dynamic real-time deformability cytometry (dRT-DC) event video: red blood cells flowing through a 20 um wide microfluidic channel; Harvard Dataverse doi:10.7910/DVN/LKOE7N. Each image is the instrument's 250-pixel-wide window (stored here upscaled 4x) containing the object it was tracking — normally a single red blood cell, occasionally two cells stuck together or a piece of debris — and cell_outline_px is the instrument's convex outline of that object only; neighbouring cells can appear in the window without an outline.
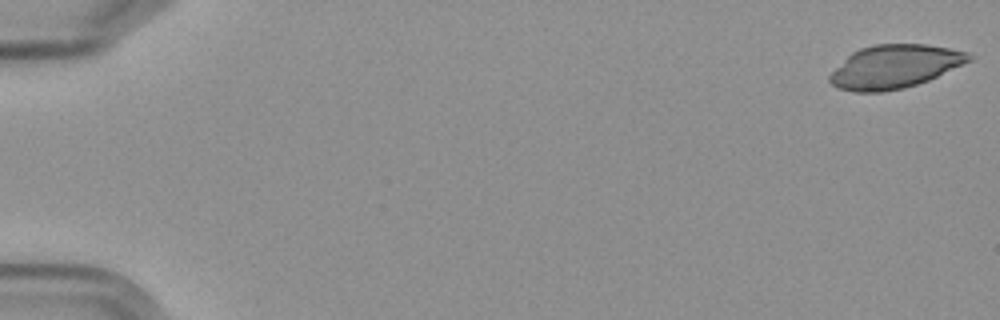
{"species": "Egyptian fruit bat (a non-hibernating species)", "species_latin": "Rousettus aegyptiacus", "temperature_condition": "cold", "stored_images_in_passage": 6, "camera_frame_rate_fps": 3000, "um_per_image_px": 0.085, "frame": {"image": 1, "passage_image": 1, "time_ms": 0.0, "image_size_px": [1000, 320], "cell_outline_px": [[976, 56], [972, 60], [928, 80], [904, 88], [880, 92], [852, 92], [840, 88], [832, 84], [828, 80], [828, 76], [852, 52], [860, 48], [872, 44], [924, 44], [948, 48], [968, 52]], "centroid_in_image_um": [76.06, 5.65], "position_along_channel_um": 8.9, "area_um2": 35.03}}